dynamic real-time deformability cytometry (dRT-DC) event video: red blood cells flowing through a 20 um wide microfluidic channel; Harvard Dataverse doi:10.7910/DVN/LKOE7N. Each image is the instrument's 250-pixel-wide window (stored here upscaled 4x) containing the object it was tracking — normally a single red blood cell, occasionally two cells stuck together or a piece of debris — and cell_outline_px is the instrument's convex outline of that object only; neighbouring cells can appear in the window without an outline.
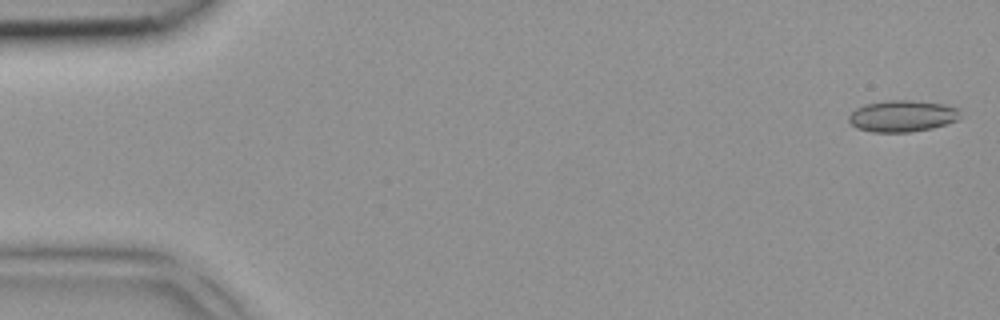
{"species": "common noctule bat (a hibernating species)", "species_latin": "Nyctalus noctula", "temperature_condition": "room temperature", "stored_images_in_passage": 4, "camera_frame_rate_fps": 3000, "um_per_image_px": 0.085, "animal": {"sex": "female", "body_mass_g": 18.4}, "frame": {"image": 1, "passage_image": 1, "time_ms": 0.0, "image_size_px": [1000, 320], "cell_outline_px": [[960, 116], [956, 120], [948, 124], [932, 128], [908, 132], [872, 132], [856, 128], [848, 120], [848, 116], [856, 108], [864, 104], [888, 100], [912, 100], [944, 104], [960, 108]], "centroid_in_image_um": [76.71, 9.86], "position_along_channel_um": 8.3, "area_um2": 20.63}}